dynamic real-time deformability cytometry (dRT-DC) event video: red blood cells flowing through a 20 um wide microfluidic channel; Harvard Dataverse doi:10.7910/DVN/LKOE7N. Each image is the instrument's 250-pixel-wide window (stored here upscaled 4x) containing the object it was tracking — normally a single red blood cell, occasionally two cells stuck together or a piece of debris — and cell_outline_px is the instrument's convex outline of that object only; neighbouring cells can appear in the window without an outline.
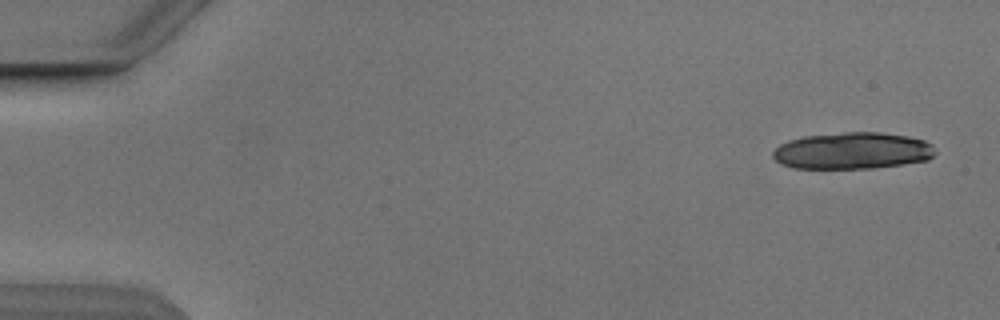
{"species": "Egyptian fruit bat (a non-hibernating species)", "species_latin": "Rousettus aegyptiacus", "temperature_condition": "cold", "stored_images_in_passage": 4, "camera_frame_rate_fps": 3000, "um_per_image_px": 0.085, "animal": {"sex": "male"}, "frame": {"image": 1, "passage_image": 1, "time_ms": 0.0, "image_size_px": [1000, 320], "cell_outline_px": [[936, 152], [928, 160], [872, 168], [792, 168], [780, 164], [772, 156], [772, 152], [780, 144], [788, 140], [804, 136], [844, 132], [880, 132], [908, 136], [924, 140], [932, 144]], "centroid_in_image_um": [72.44, 12.81], "position_along_channel_um": 12.6, "area_um2": 34.8}}